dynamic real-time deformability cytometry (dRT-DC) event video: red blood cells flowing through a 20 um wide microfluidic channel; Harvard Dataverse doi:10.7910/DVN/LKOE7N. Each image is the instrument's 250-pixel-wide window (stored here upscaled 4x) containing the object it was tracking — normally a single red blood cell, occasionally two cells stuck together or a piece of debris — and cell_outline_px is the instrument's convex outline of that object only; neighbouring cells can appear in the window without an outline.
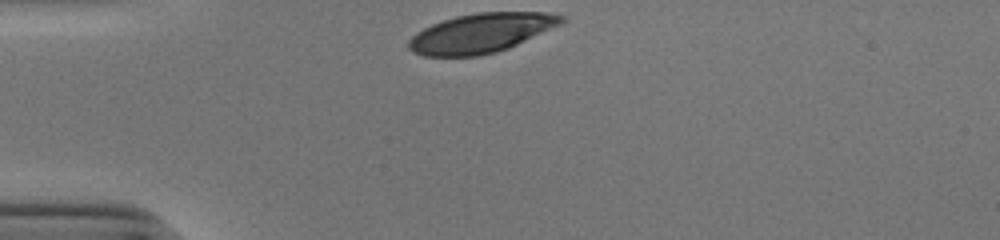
{"species": "human", "species_latin": "Homo sapiens", "temperature_condition": "cold", "stored_images_in_passage": 29, "camera_frame_rate_fps": 3000, "um_per_image_px": 0.085, "donor": {"sex": "male"}, "frame": {"image": 1, "passage_image": 1, "time_ms": 0.0, "image_size_px": [1000, 240], "cell_outline_px": [[568, 20], [560, 24], [508, 48], [496, 52], [480, 56], [424, 56], [412, 52], [408, 48], [408, 40], [416, 32], [432, 24], [456, 16], [476, 12], [544, 12], [564, 16]], "centroid_in_image_um": [40.86, 2.81], "position_along_channel_um": 44.1, "area_um2": 34.91}}
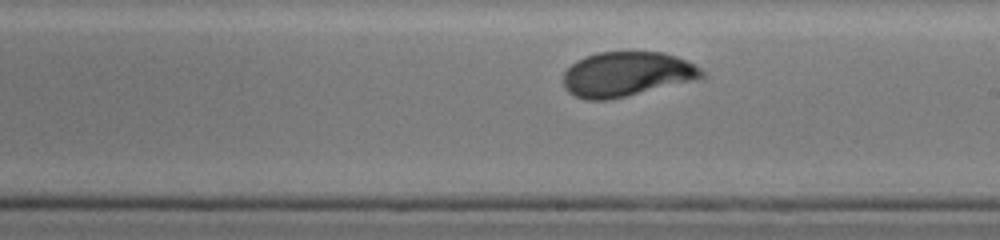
{"frame": {"image": 2, "passage_image": 18, "time_ms": 5.667, "image_size_px": [1000, 240], "cell_outline_px": [[704, 76], [608, 100], [588, 100], [576, 96], [568, 92], [564, 88], [564, 72], [576, 60], [584, 56], [600, 52], [660, 52], [676, 56], [700, 68], [704, 72]], "centroid_in_image_um": [53.17, 6.29], "position_along_channel_um": 235.8, "area_um2": 35.14}}
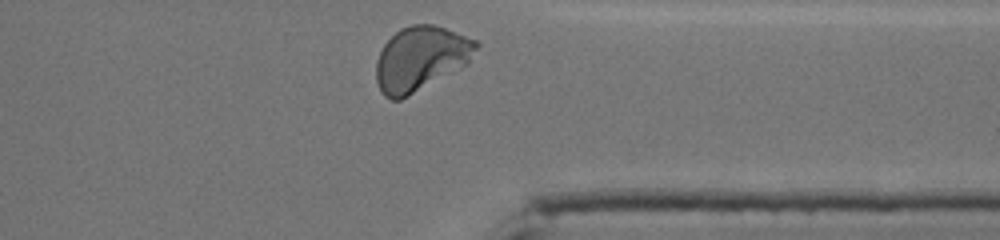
{"frame": {"image": 3, "passage_image": 29, "time_ms": 9.333, "image_size_px": [1000, 240], "cell_outline_px": [[480, 44], [468, 64], [408, 96], [400, 100], [392, 100], [384, 96], [380, 92], [376, 80], [376, 60], [384, 44], [400, 28], [412, 24], [432, 24], [444, 28], [476, 40]], "centroid_in_image_um": [35.74, 4.99], "position_along_channel_um": 375.7, "area_um2": 37.45}, "authors_computed_cell_mechanics": {"area_um2": 36.414, "velocity_mm_per_s": 3.869, "shape_relaxation_time_tau1_ms": 3.1226, "shape_relaxation_time_tau2_ms": null, "deformation_change_tau1": 0.1626, "deformation_change_tau2": null}}